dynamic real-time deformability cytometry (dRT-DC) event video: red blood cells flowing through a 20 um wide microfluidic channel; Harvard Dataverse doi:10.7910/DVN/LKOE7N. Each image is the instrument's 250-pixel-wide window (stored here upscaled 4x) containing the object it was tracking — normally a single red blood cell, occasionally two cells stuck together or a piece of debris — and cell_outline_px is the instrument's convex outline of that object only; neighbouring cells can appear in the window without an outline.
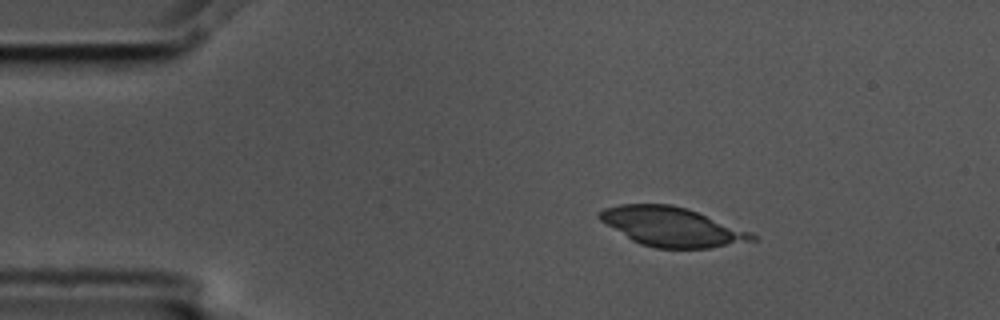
{"species": "common noctule bat (a hibernating species)", "species_latin": "Nyctalus noctula", "temperature_condition": "cold", "stored_images_in_passage": 4, "camera_frame_rate_fps": 3000, "um_per_image_px": 0.085, "animal": {"sex": "male", "body_mass_g": 17.5, "forearm_length_mm": 52.3}, "frame": {"image": 1, "passage_image": 1, "time_ms": 0.0, "image_size_px": [1000, 320], "cell_outline_px": [[756, 240], [708, 248], [656, 248], [640, 244], [632, 240], [600, 220], [596, 216], [596, 212], [604, 208], [620, 204], [672, 204], [688, 208], [752, 232], [756, 236]], "centroid_in_image_um": [57.09, 19.26], "position_along_channel_um": 27.9, "area_um2": 34.8}}